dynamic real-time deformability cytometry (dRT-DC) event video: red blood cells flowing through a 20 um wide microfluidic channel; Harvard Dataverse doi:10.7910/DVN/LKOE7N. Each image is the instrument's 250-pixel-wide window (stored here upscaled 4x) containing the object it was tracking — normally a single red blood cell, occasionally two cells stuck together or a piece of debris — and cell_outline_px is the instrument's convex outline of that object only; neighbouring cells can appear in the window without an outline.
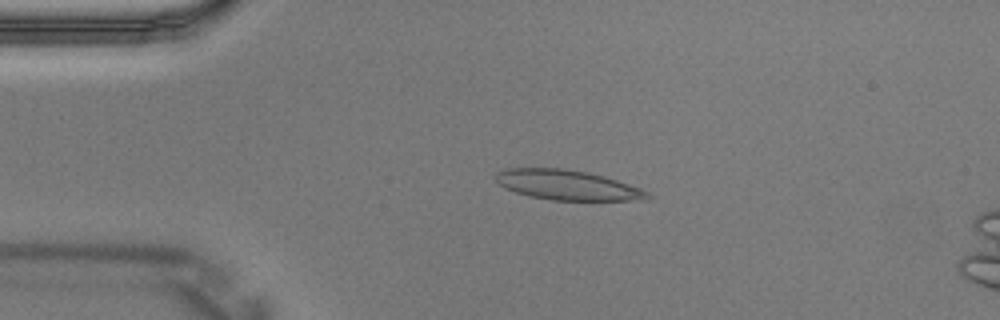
{"species": "Egyptian fruit bat (a non-hibernating species)", "species_latin": "Rousettus aegyptiacus", "temperature_condition": "warm", "stored_images_in_passage": 3, "camera_frame_rate_fps": 3000, "um_per_image_px": 0.085, "animal": {"sex": "male"}, "frame": {"image": 1, "passage_image": 2, "time_ms": 0.333, "image_size_px": [1000, 320], "cell_outline_px": [[652, 196], [640, 200], [552, 200], [528, 196], [504, 188], [496, 180], [496, 172], [508, 168], [564, 168], [588, 172], [604, 176], [640, 188], [648, 192]], "centroid_in_image_um": [48.2, 15.72], "position_along_channel_um": 36.8, "area_um2": 26.36}}